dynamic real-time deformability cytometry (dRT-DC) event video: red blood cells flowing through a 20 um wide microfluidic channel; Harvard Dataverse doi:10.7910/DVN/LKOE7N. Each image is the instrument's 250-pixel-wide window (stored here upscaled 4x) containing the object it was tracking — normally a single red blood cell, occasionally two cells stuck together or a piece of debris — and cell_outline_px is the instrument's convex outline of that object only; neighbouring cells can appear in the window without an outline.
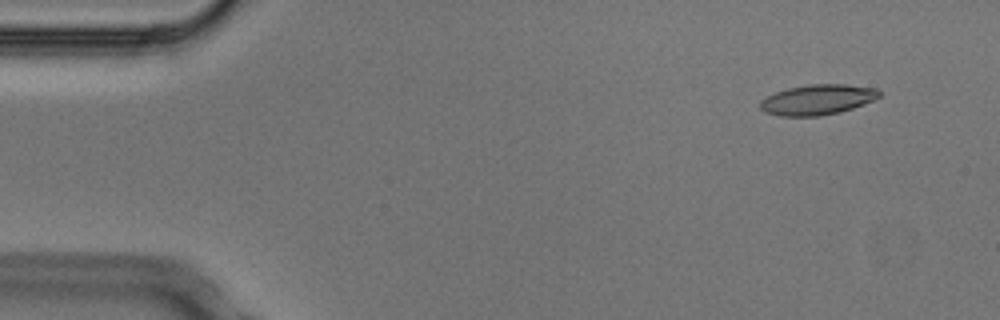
{"species": "Egyptian fruit bat (a non-hibernating species)", "species_latin": "Rousettus aegyptiacus", "temperature_condition": "cold", "stored_images_in_passage": 4, "segment_of_instrument_passage": [1, 2], "camera_frame_rate_fps": 3000, "um_per_image_px": 0.085, "animal": {"sex": "male"}, "frame": {"image": 1, "passage_image": 1, "time_ms": 0.0, "image_size_px": [1000, 320], "cell_outline_px": [[880, 96], [864, 104], [840, 112], [820, 116], [780, 116], [764, 112], [760, 108], [760, 100], [776, 92], [788, 88], [808, 84], [848, 84], [876, 88], [880, 92]], "centroid_in_image_um": [69.48, 8.47], "position_along_channel_um": 15.5, "area_um2": 21.04}}